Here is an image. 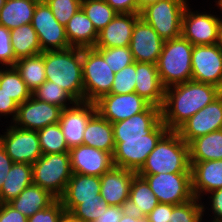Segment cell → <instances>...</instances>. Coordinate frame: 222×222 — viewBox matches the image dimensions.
<instances>
[{"mask_svg":"<svg viewBox=\"0 0 222 222\" xmlns=\"http://www.w3.org/2000/svg\"><path fill=\"white\" fill-rule=\"evenodd\" d=\"M16 61L11 44L10 30L0 25V66L14 67Z\"/></svg>","mask_w":222,"mask_h":222,"instance_id":"ee69618b","label":"cell"},{"mask_svg":"<svg viewBox=\"0 0 222 222\" xmlns=\"http://www.w3.org/2000/svg\"><path fill=\"white\" fill-rule=\"evenodd\" d=\"M65 33L70 46L77 48L94 47L98 38V32L82 8L68 21Z\"/></svg>","mask_w":222,"mask_h":222,"instance_id":"484cf974","label":"cell"},{"mask_svg":"<svg viewBox=\"0 0 222 222\" xmlns=\"http://www.w3.org/2000/svg\"><path fill=\"white\" fill-rule=\"evenodd\" d=\"M202 200L194 197L192 200L175 205L168 222H204Z\"/></svg>","mask_w":222,"mask_h":222,"instance_id":"ab89813d","label":"cell"},{"mask_svg":"<svg viewBox=\"0 0 222 222\" xmlns=\"http://www.w3.org/2000/svg\"><path fill=\"white\" fill-rule=\"evenodd\" d=\"M190 5L186 6L183 14L181 35L193 46L217 44L222 16L217 15V11L214 13V10L212 13L194 11Z\"/></svg>","mask_w":222,"mask_h":222,"instance_id":"8fae6325","label":"cell"},{"mask_svg":"<svg viewBox=\"0 0 222 222\" xmlns=\"http://www.w3.org/2000/svg\"><path fill=\"white\" fill-rule=\"evenodd\" d=\"M136 172L113 167L101 177L100 196L109 206L127 207L129 201L130 186Z\"/></svg>","mask_w":222,"mask_h":222,"instance_id":"ffe728a7","label":"cell"},{"mask_svg":"<svg viewBox=\"0 0 222 222\" xmlns=\"http://www.w3.org/2000/svg\"><path fill=\"white\" fill-rule=\"evenodd\" d=\"M42 154L69 153L65 137L59 123L37 130Z\"/></svg>","mask_w":222,"mask_h":222,"instance_id":"8d00e7d4","label":"cell"},{"mask_svg":"<svg viewBox=\"0 0 222 222\" xmlns=\"http://www.w3.org/2000/svg\"><path fill=\"white\" fill-rule=\"evenodd\" d=\"M97 112L111 123L123 121L144 112L151 104L137 93L107 94L95 102Z\"/></svg>","mask_w":222,"mask_h":222,"instance_id":"2e32d148","label":"cell"},{"mask_svg":"<svg viewBox=\"0 0 222 222\" xmlns=\"http://www.w3.org/2000/svg\"><path fill=\"white\" fill-rule=\"evenodd\" d=\"M175 205L158 203V205L145 216L146 222H168L171 218V212Z\"/></svg>","mask_w":222,"mask_h":222,"instance_id":"7dc6e473","label":"cell"},{"mask_svg":"<svg viewBox=\"0 0 222 222\" xmlns=\"http://www.w3.org/2000/svg\"><path fill=\"white\" fill-rule=\"evenodd\" d=\"M60 222H82L73 218L69 213H65Z\"/></svg>","mask_w":222,"mask_h":222,"instance_id":"6f0895ef","label":"cell"},{"mask_svg":"<svg viewBox=\"0 0 222 222\" xmlns=\"http://www.w3.org/2000/svg\"><path fill=\"white\" fill-rule=\"evenodd\" d=\"M222 129V93L183 123L176 132L189 144L193 139Z\"/></svg>","mask_w":222,"mask_h":222,"instance_id":"5bb4252c","label":"cell"},{"mask_svg":"<svg viewBox=\"0 0 222 222\" xmlns=\"http://www.w3.org/2000/svg\"><path fill=\"white\" fill-rule=\"evenodd\" d=\"M6 0H0V9L4 6Z\"/></svg>","mask_w":222,"mask_h":222,"instance_id":"91938a15","label":"cell"},{"mask_svg":"<svg viewBox=\"0 0 222 222\" xmlns=\"http://www.w3.org/2000/svg\"><path fill=\"white\" fill-rule=\"evenodd\" d=\"M50 7L56 20L66 26L68 21L81 8L82 0H43Z\"/></svg>","mask_w":222,"mask_h":222,"instance_id":"7bdbcfd3","label":"cell"},{"mask_svg":"<svg viewBox=\"0 0 222 222\" xmlns=\"http://www.w3.org/2000/svg\"><path fill=\"white\" fill-rule=\"evenodd\" d=\"M215 2V7H217L218 10H220L219 13L222 14V0H214Z\"/></svg>","mask_w":222,"mask_h":222,"instance_id":"680465c9","label":"cell"},{"mask_svg":"<svg viewBox=\"0 0 222 222\" xmlns=\"http://www.w3.org/2000/svg\"><path fill=\"white\" fill-rule=\"evenodd\" d=\"M96 112V104L87 101L76 102L73 106L62 109L59 125L69 150L83 144L87 123Z\"/></svg>","mask_w":222,"mask_h":222,"instance_id":"e0dca14e","label":"cell"},{"mask_svg":"<svg viewBox=\"0 0 222 222\" xmlns=\"http://www.w3.org/2000/svg\"><path fill=\"white\" fill-rule=\"evenodd\" d=\"M57 198L38 185L31 184L8 204L26 217L49 207Z\"/></svg>","mask_w":222,"mask_h":222,"instance_id":"83f0119b","label":"cell"},{"mask_svg":"<svg viewBox=\"0 0 222 222\" xmlns=\"http://www.w3.org/2000/svg\"><path fill=\"white\" fill-rule=\"evenodd\" d=\"M189 0H161L146 6L140 17L164 40L181 36L182 18Z\"/></svg>","mask_w":222,"mask_h":222,"instance_id":"ba28073f","label":"cell"},{"mask_svg":"<svg viewBox=\"0 0 222 222\" xmlns=\"http://www.w3.org/2000/svg\"><path fill=\"white\" fill-rule=\"evenodd\" d=\"M117 13H138L135 0H105Z\"/></svg>","mask_w":222,"mask_h":222,"instance_id":"816d5d0a","label":"cell"},{"mask_svg":"<svg viewBox=\"0 0 222 222\" xmlns=\"http://www.w3.org/2000/svg\"><path fill=\"white\" fill-rule=\"evenodd\" d=\"M13 163L12 159L7 155L5 149L0 144V189Z\"/></svg>","mask_w":222,"mask_h":222,"instance_id":"f5cc1de1","label":"cell"},{"mask_svg":"<svg viewBox=\"0 0 222 222\" xmlns=\"http://www.w3.org/2000/svg\"><path fill=\"white\" fill-rule=\"evenodd\" d=\"M161 0H135L136 5L138 6V14L148 5L155 4Z\"/></svg>","mask_w":222,"mask_h":222,"instance_id":"11a10c76","label":"cell"},{"mask_svg":"<svg viewBox=\"0 0 222 222\" xmlns=\"http://www.w3.org/2000/svg\"><path fill=\"white\" fill-rule=\"evenodd\" d=\"M205 196H208L206 201L207 200H209V201H207L208 206H206V203L204 205V201L202 202L203 219L206 220L204 218V216L210 210V213L212 212L211 213L212 216L208 213L206 215V217L209 215L207 218H209V217H212V218L211 219L209 218L210 221H207V222H222V188L214 190V191L208 193V195H205ZM209 206H210V208H209ZM206 211H207V213H206Z\"/></svg>","mask_w":222,"mask_h":222,"instance_id":"bcb514c9","label":"cell"},{"mask_svg":"<svg viewBox=\"0 0 222 222\" xmlns=\"http://www.w3.org/2000/svg\"><path fill=\"white\" fill-rule=\"evenodd\" d=\"M119 222H146L145 217L139 216L133 211L126 209Z\"/></svg>","mask_w":222,"mask_h":222,"instance_id":"db71d44e","label":"cell"},{"mask_svg":"<svg viewBox=\"0 0 222 222\" xmlns=\"http://www.w3.org/2000/svg\"><path fill=\"white\" fill-rule=\"evenodd\" d=\"M83 145L94 147L113 155L115 141L112 123L96 112L89 119L85 128Z\"/></svg>","mask_w":222,"mask_h":222,"instance_id":"4316f807","label":"cell"},{"mask_svg":"<svg viewBox=\"0 0 222 222\" xmlns=\"http://www.w3.org/2000/svg\"><path fill=\"white\" fill-rule=\"evenodd\" d=\"M0 94L11 97L18 104L32 96L15 67H1Z\"/></svg>","mask_w":222,"mask_h":222,"instance_id":"e575fe53","label":"cell"},{"mask_svg":"<svg viewBox=\"0 0 222 222\" xmlns=\"http://www.w3.org/2000/svg\"><path fill=\"white\" fill-rule=\"evenodd\" d=\"M188 145L190 162L222 160V129L197 137Z\"/></svg>","mask_w":222,"mask_h":222,"instance_id":"4dcf8cb0","label":"cell"},{"mask_svg":"<svg viewBox=\"0 0 222 222\" xmlns=\"http://www.w3.org/2000/svg\"><path fill=\"white\" fill-rule=\"evenodd\" d=\"M61 111L59 106L31 96L19 104L16 118L12 124L22 129L37 131L48 125L59 123Z\"/></svg>","mask_w":222,"mask_h":222,"instance_id":"9a60e30c","label":"cell"},{"mask_svg":"<svg viewBox=\"0 0 222 222\" xmlns=\"http://www.w3.org/2000/svg\"><path fill=\"white\" fill-rule=\"evenodd\" d=\"M33 184L32 165L13 163L0 189V203H8Z\"/></svg>","mask_w":222,"mask_h":222,"instance_id":"f1b7e54d","label":"cell"},{"mask_svg":"<svg viewBox=\"0 0 222 222\" xmlns=\"http://www.w3.org/2000/svg\"><path fill=\"white\" fill-rule=\"evenodd\" d=\"M217 46L222 50V19L220 21V25H219V28H218Z\"/></svg>","mask_w":222,"mask_h":222,"instance_id":"9f6ffc18","label":"cell"},{"mask_svg":"<svg viewBox=\"0 0 222 222\" xmlns=\"http://www.w3.org/2000/svg\"><path fill=\"white\" fill-rule=\"evenodd\" d=\"M127 207L108 206L94 222H119Z\"/></svg>","mask_w":222,"mask_h":222,"instance_id":"f907efd6","label":"cell"},{"mask_svg":"<svg viewBox=\"0 0 222 222\" xmlns=\"http://www.w3.org/2000/svg\"><path fill=\"white\" fill-rule=\"evenodd\" d=\"M161 121V108L150 105L144 112L112 123L114 139L145 138Z\"/></svg>","mask_w":222,"mask_h":222,"instance_id":"44dd1931","label":"cell"},{"mask_svg":"<svg viewBox=\"0 0 222 222\" xmlns=\"http://www.w3.org/2000/svg\"><path fill=\"white\" fill-rule=\"evenodd\" d=\"M158 200L147 181L137 173L132 179L127 209L139 216H147L157 205Z\"/></svg>","mask_w":222,"mask_h":222,"instance_id":"1f68e13d","label":"cell"},{"mask_svg":"<svg viewBox=\"0 0 222 222\" xmlns=\"http://www.w3.org/2000/svg\"><path fill=\"white\" fill-rule=\"evenodd\" d=\"M81 8L99 33L117 15L105 0H82Z\"/></svg>","mask_w":222,"mask_h":222,"instance_id":"d590c367","label":"cell"},{"mask_svg":"<svg viewBox=\"0 0 222 222\" xmlns=\"http://www.w3.org/2000/svg\"><path fill=\"white\" fill-rule=\"evenodd\" d=\"M99 176L72 173L64 194L59 198L66 213H69L80 200L101 199Z\"/></svg>","mask_w":222,"mask_h":222,"instance_id":"603a6c76","label":"cell"},{"mask_svg":"<svg viewBox=\"0 0 222 222\" xmlns=\"http://www.w3.org/2000/svg\"><path fill=\"white\" fill-rule=\"evenodd\" d=\"M169 131L161 121L145 138L114 139L113 163L115 167L138 172L159 140Z\"/></svg>","mask_w":222,"mask_h":222,"instance_id":"8992f818","label":"cell"},{"mask_svg":"<svg viewBox=\"0 0 222 222\" xmlns=\"http://www.w3.org/2000/svg\"><path fill=\"white\" fill-rule=\"evenodd\" d=\"M136 62L115 73L110 94H129L135 92Z\"/></svg>","mask_w":222,"mask_h":222,"instance_id":"b9f144b4","label":"cell"},{"mask_svg":"<svg viewBox=\"0 0 222 222\" xmlns=\"http://www.w3.org/2000/svg\"><path fill=\"white\" fill-rule=\"evenodd\" d=\"M72 173L101 177L114 167L113 155L87 145L69 150Z\"/></svg>","mask_w":222,"mask_h":222,"instance_id":"d6986e66","label":"cell"},{"mask_svg":"<svg viewBox=\"0 0 222 222\" xmlns=\"http://www.w3.org/2000/svg\"><path fill=\"white\" fill-rule=\"evenodd\" d=\"M143 177L159 203L180 205L194 198L191 173L138 174Z\"/></svg>","mask_w":222,"mask_h":222,"instance_id":"9c48e42d","label":"cell"},{"mask_svg":"<svg viewBox=\"0 0 222 222\" xmlns=\"http://www.w3.org/2000/svg\"><path fill=\"white\" fill-rule=\"evenodd\" d=\"M10 38L12 49L17 60L43 52L38 35L31 23L10 30Z\"/></svg>","mask_w":222,"mask_h":222,"instance_id":"d6a6232c","label":"cell"},{"mask_svg":"<svg viewBox=\"0 0 222 222\" xmlns=\"http://www.w3.org/2000/svg\"><path fill=\"white\" fill-rule=\"evenodd\" d=\"M0 222H28V217L15 210L8 203H0Z\"/></svg>","mask_w":222,"mask_h":222,"instance_id":"681fc988","label":"cell"},{"mask_svg":"<svg viewBox=\"0 0 222 222\" xmlns=\"http://www.w3.org/2000/svg\"><path fill=\"white\" fill-rule=\"evenodd\" d=\"M192 51L193 45L182 35L164 42L156 66L165 88L192 80Z\"/></svg>","mask_w":222,"mask_h":222,"instance_id":"277c9868","label":"cell"},{"mask_svg":"<svg viewBox=\"0 0 222 222\" xmlns=\"http://www.w3.org/2000/svg\"><path fill=\"white\" fill-rule=\"evenodd\" d=\"M164 40L141 17L134 24L129 49L135 62L157 64Z\"/></svg>","mask_w":222,"mask_h":222,"instance_id":"ac0fdd59","label":"cell"},{"mask_svg":"<svg viewBox=\"0 0 222 222\" xmlns=\"http://www.w3.org/2000/svg\"><path fill=\"white\" fill-rule=\"evenodd\" d=\"M40 0H6L0 9V25L9 30L29 24Z\"/></svg>","mask_w":222,"mask_h":222,"instance_id":"f546056e","label":"cell"},{"mask_svg":"<svg viewBox=\"0 0 222 222\" xmlns=\"http://www.w3.org/2000/svg\"><path fill=\"white\" fill-rule=\"evenodd\" d=\"M37 100L59 106L61 109L73 106L77 101L61 86L55 82L45 81L40 87L32 92Z\"/></svg>","mask_w":222,"mask_h":222,"instance_id":"74e56055","label":"cell"},{"mask_svg":"<svg viewBox=\"0 0 222 222\" xmlns=\"http://www.w3.org/2000/svg\"><path fill=\"white\" fill-rule=\"evenodd\" d=\"M0 133V144L14 163H35L43 154L36 130H26L7 123ZM8 125V126H7Z\"/></svg>","mask_w":222,"mask_h":222,"instance_id":"30bf717a","label":"cell"},{"mask_svg":"<svg viewBox=\"0 0 222 222\" xmlns=\"http://www.w3.org/2000/svg\"><path fill=\"white\" fill-rule=\"evenodd\" d=\"M107 202L101 199L80 200L69 214L82 222H94L108 208Z\"/></svg>","mask_w":222,"mask_h":222,"instance_id":"f35d334b","label":"cell"},{"mask_svg":"<svg viewBox=\"0 0 222 222\" xmlns=\"http://www.w3.org/2000/svg\"><path fill=\"white\" fill-rule=\"evenodd\" d=\"M221 93L222 90L215 85L193 80L169 86L165 88L161 120L169 131H176Z\"/></svg>","mask_w":222,"mask_h":222,"instance_id":"6da1fadb","label":"cell"},{"mask_svg":"<svg viewBox=\"0 0 222 222\" xmlns=\"http://www.w3.org/2000/svg\"><path fill=\"white\" fill-rule=\"evenodd\" d=\"M18 106L19 104L11 97L0 94V118L4 116V119H8L11 116V120L7 123H12L15 120Z\"/></svg>","mask_w":222,"mask_h":222,"instance_id":"c3c4849f","label":"cell"},{"mask_svg":"<svg viewBox=\"0 0 222 222\" xmlns=\"http://www.w3.org/2000/svg\"><path fill=\"white\" fill-rule=\"evenodd\" d=\"M84 101L95 103L110 94L115 72L94 48H82Z\"/></svg>","mask_w":222,"mask_h":222,"instance_id":"52a82bcc","label":"cell"},{"mask_svg":"<svg viewBox=\"0 0 222 222\" xmlns=\"http://www.w3.org/2000/svg\"><path fill=\"white\" fill-rule=\"evenodd\" d=\"M31 25L38 35L43 52L65 50L71 47L66 37L65 27L56 20L45 1L40 0L37 3Z\"/></svg>","mask_w":222,"mask_h":222,"instance_id":"7c38bea8","label":"cell"},{"mask_svg":"<svg viewBox=\"0 0 222 222\" xmlns=\"http://www.w3.org/2000/svg\"><path fill=\"white\" fill-rule=\"evenodd\" d=\"M191 63L193 81L222 90V50L217 44L193 46Z\"/></svg>","mask_w":222,"mask_h":222,"instance_id":"4fadbf2b","label":"cell"},{"mask_svg":"<svg viewBox=\"0 0 222 222\" xmlns=\"http://www.w3.org/2000/svg\"><path fill=\"white\" fill-rule=\"evenodd\" d=\"M33 184L49 191L59 199L72 176L70 154H43L32 164Z\"/></svg>","mask_w":222,"mask_h":222,"instance_id":"5b68a950","label":"cell"},{"mask_svg":"<svg viewBox=\"0 0 222 222\" xmlns=\"http://www.w3.org/2000/svg\"><path fill=\"white\" fill-rule=\"evenodd\" d=\"M65 213L62 202L56 199L49 207L30 216L28 222H60Z\"/></svg>","mask_w":222,"mask_h":222,"instance_id":"f6af8a7d","label":"cell"},{"mask_svg":"<svg viewBox=\"0 0 222 222\" xmlns=\"http://www.w3.org/2000/svg\"><path fill=\"white\" fill-rule=\"evenodd\" d=\"M191 173L189 145L176 131H168L157 143L137 174Z\"/></svg>","mask_w":222,"mask_h":222,"instance_id":"3957f363","label":"cell"},{"mask_svg":"<svg viewBox=\"0 0 222 222\" xmlns=\"http://www.w3.org/2000/svg\"><path fill=\"white\" fill-rule=\"evenodd\" d=\"M44 64L47 81L61 86L77 102L84 101L82 48L44 51Z\"/></svg>","mask_w":222,"mask_h":222,"instance_id":"7a4b0ae2","label":"cell"},{"mask_svg":"<svg viewBox=\"0 0 222 222\" xmlns=\"http://www.w3.org/2000/svg\"><path fill=\"white\" fill-rule=\"evenodd\" d=\"M135 93L151 105L162 107L165 87L162 85L156 64L136 62Z\"/></svg>","mask_w":222,"mask_h":222,"instance_id":"d4e9b609","label":"cell"},{"mask_svg":"<svg viewBox=\"0 0 222 222\" xmlns=\"http://www.w3.org/2000/svg\"><path fill=\"white\" fill-rule=\"evenodd\" d=\"M14 67L31 93L46 81L44 52L18 59Z\"/></svg>","mask_w":222,"mask_h":222,"instance_id":"836d02e7","label":"cell"},{"mask_svg":"<svg viewBox=\"0 0 222 222\" xmlns=\"http://www.w3.org/2000/svg\"><path fill=\"white\" fill-rule=\"evenodd\" d=\"M95 49L115 73L135 62L129 46Z\"/></svg>","mask_w":222,"mask_h":222,"instance_id":"60d3db41","label":"cell"},{"mask_svg":"<svg viewBox=\"0 0 222 222\" xmlns=\"http://www.w3.org/2000/svg\"><path fill=\"white\" fill-rule=\"evenodd\" d=\"M138 13H117L113 20L98 33L94 48L129 46Z\"/></svg>","mask_w":222,"mask_h":222,"instance_id":"7402d4cb","label":"cell"},{"mask_svg":"<svg viewBox=\"0 0 222 222\" xmlns=\"http://www.w3.org/2000/svg\"><path fill=\"white\" fill-rule=\"evenodd\" d=\"M193 196L199 200L204 195L222 188V160L190 162Z\"/></svg>","mask_w":222,"mask_h":222,"instance_id":"cb8c5ba5","label":"cell"}]
</instances>
